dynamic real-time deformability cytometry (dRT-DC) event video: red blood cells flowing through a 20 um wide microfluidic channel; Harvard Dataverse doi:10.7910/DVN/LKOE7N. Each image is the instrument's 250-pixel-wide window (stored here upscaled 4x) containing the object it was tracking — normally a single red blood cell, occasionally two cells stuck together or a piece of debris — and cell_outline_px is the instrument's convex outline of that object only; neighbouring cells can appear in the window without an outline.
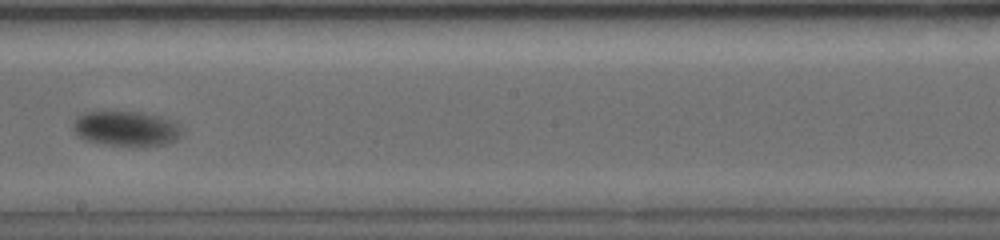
{"species": "common noctule bat (a hibernating species)", "species_latin": "Nyctalus noctula", "temperature_condition": "warm", "stored_images_in_passage": 23, "camera_frame_rate_fps": 5000, "um_per_image_px": 0.085, "animal": {"sex": "female", "body_mass_g": 19.0, "forearm_length_mm": 56.7}, "frame": {"image": 1, "passage_image": 10, "time_ms": 5.4, "image_size_px": [1000, 240], "cell_outline_px": [[180, 136], [176, 140], [164, 144], [104, 144], [84, 140], [72, 128], [72, 120], [76, 116], [84, 112], [144, 112], [160, 116], [176, 124], [180, 128]], "centroid_in_image_um": [10.64, 10.89], "position_along_channel_um": 237.6, "area_um2": 21.62}, "authors_computed_cell_mechanics": {"area_um2": 21.6172, "velocity_mm_per_s": 3.5046, "shape_relaxation_time_tau1_ms": 1.9815, "shape_relaxation_time_tau2_ms": null, "deformation_change_tau1": 0.0983, "deformation_change_tau2": null}}